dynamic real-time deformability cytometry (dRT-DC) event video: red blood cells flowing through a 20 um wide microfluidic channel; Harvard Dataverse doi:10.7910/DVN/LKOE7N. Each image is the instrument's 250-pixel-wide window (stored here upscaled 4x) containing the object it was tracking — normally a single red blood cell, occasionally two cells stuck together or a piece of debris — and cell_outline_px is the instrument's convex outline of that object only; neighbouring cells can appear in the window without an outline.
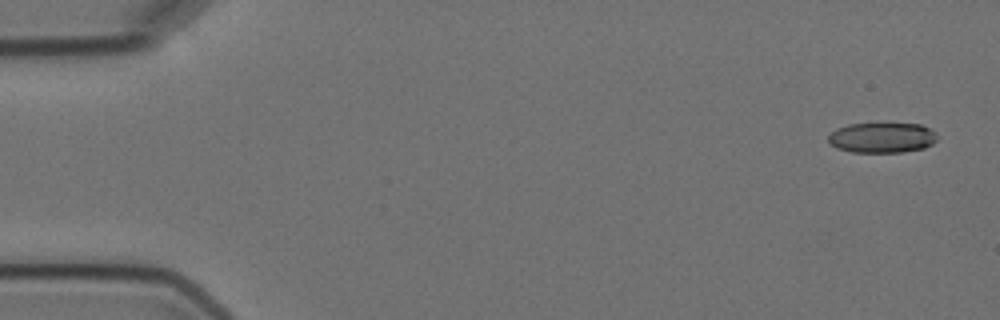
{"species": "Egyptian fruit bat (a non-hibernating species)", "species_latin": "Rousettus aegyptiacus", "temperature_condition": "cold", "stored_images_in_passage": 4, "camera_frame_rate_fps": 3000, "um_per_image_px": 0.085, "animal": {"sex": "female"}, "frame": {"image": 1, "passage_image": 1, "time_ms": 0.0, "image_size_px": [1000, 320], "cell_outline_px": [[936, 140], [932, 144], [924, 148], [900, 152], [852, 152], [836, 148], [828, 140], [828, 136], [836, 128], [848, 124], [920, 124], [936, 132]], "centroid_in_image_um": [74.96, 11.7], "position_along_channel_um": 10.0, "area_um2": 19.07}}
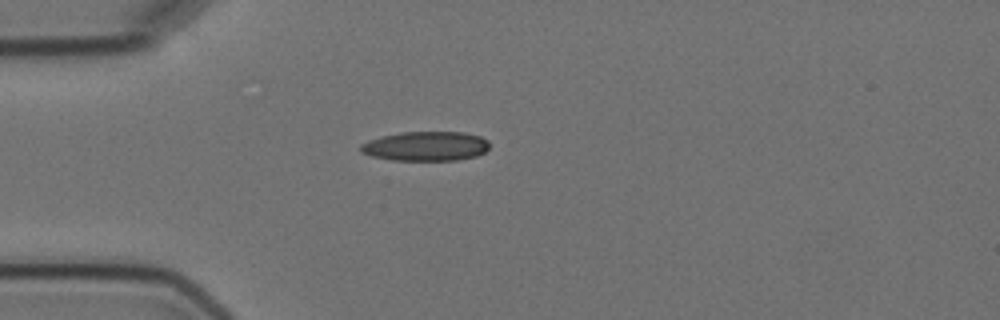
{"frame": {"image": 2, "passage_image": 4, "time_ms": 4.333, "image_size_px": [1000, 320], "cell_outline_px": [[488, 148], [484, 152], [476, 156], [456, 160], [392, 160], [372, 156], [360, 152], [360, 144], [368, 140], [380, 136], [400, 132], [464, 132], [480, 136], [488, 140]], "centroid_in_image_um": [36.16, 12.42], "position_along_channel_um": 48.8, "area_um2": 22.2}}